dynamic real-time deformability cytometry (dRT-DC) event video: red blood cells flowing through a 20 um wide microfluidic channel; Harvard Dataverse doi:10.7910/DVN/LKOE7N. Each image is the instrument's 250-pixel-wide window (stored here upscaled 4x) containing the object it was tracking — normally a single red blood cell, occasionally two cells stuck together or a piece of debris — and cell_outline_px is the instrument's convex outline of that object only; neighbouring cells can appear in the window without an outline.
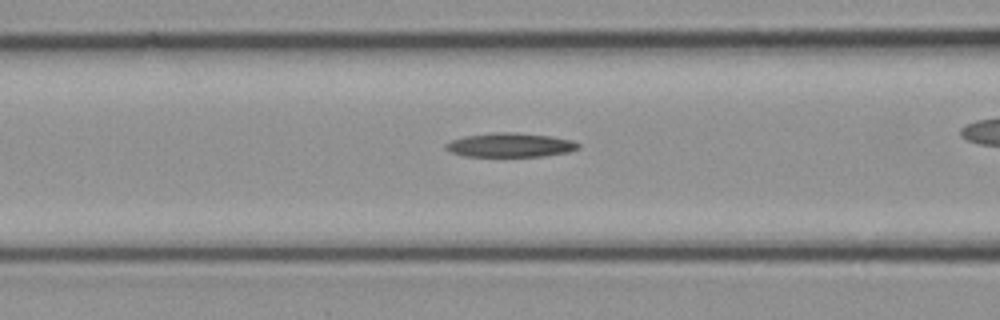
{"species": "common noctule bat (a hibernating species)", "species_latin": "Nyctalus noctula", "temperature_condition": "cold", "stored_images_in_passage": 17, "camera_frame_rate_fps": 3000, "um_per_image_px": 0.085, "animal": {"sex": "female", "body_mass_g": 21.9}, "frame": {"image": 1, "passage_image": 6, "time_ms": 1.667, "image_size_px": [1000, 320], "cell_outline_px": [[580, 148], [568, 152], [544, 156], [464, 156], [448, 152], [444, 148], [444, 144], [452, 140], [464, 136], [496, 132], [516, 132], [552, 136], [572, 140], [580, 144]], "centroid_in_image_um": [43.35, 12.32], "position_along_channel_um": 123.2, "area_um2": 18.79}}
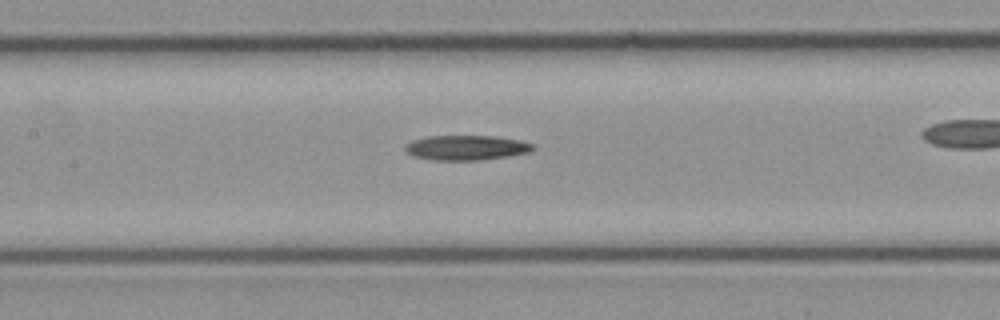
{"frame": {"image": 2, "passage_image": 8, "time_ms": 2.333, "image_size_px": [1000, 320], "cell_outline_px": [[536, 148], [528, 152], [508, 156], [476, 160], [432, 160], [412, 156], [404, 152], [404, 144], [412, 140], [428, 136], [496, 136], [520, 140], [532, 144]], "centroid_in_image_um": [39.57, 12.55], "position_along_channel_um": 167.8, "area_um2": 18.61}}
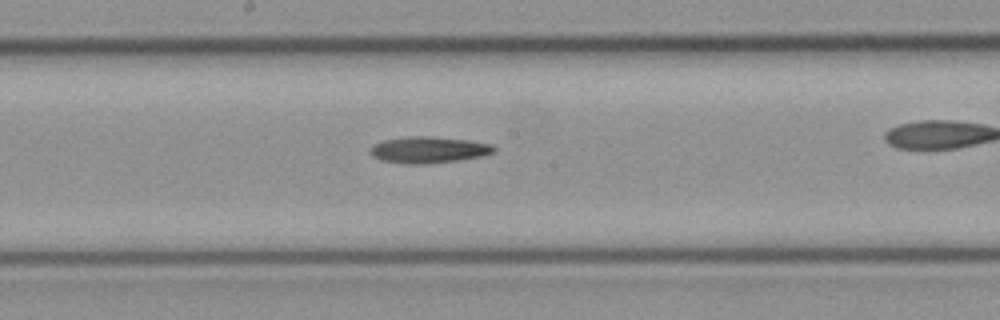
{"frame": {"image": 3, "passage_image": 10, "time_ms": 3.0, "image_size_px": [1000, 320], "cell_outline_px": [[496, 152], [484, 156], [428, 164], [408, 164], [380, 160], [372, 156], [368, 152], [368, 148], [372, 144], [384, 140], [404, 136], [432, 136], [468, 140], [492, 144], [496, 148]], "centroid_in_image_um": [36.4, 12.73], "position_along_channel_um": 211.8, "area_um2": 19.42}}